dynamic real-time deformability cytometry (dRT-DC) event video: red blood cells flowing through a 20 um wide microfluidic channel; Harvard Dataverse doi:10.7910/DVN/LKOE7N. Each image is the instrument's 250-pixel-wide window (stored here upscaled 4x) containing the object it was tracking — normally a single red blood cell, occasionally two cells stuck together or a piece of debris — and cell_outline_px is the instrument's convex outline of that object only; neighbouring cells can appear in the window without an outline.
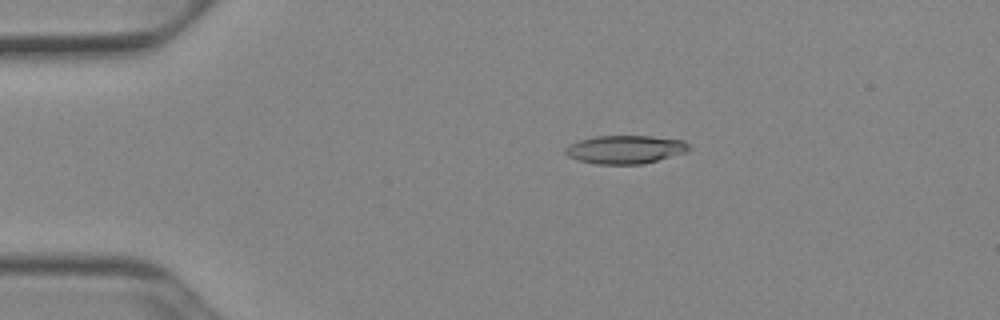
{"species": "Egyptian fruit bat (a non-hibernating species)", "species_latin": "Rousettus aegyptiacus", "temperature_condition": "cold", "stored_images_in_passage": 49, "camera_frame_rate_fps": 3000, "um_per_image_px": 0.085, "animal": {"sex": "female"}, "frame": {"image": 1, "passage_image": 8, "time_ms": 2.333, "image_size_px": [1000, 320], "cell_outline_px": [[692, 148], [688, 152], [640, 164], [596, 164], [580, 160], [568, 156], [564, 152], [564, 148], [568, 144], [580, 140], [596, 136], [652, 136], [684, 140]], "centroid_in_image_um": [53.16, 12.69], "position_along_channel_um": 31.8, "area_um2": 20.4}}
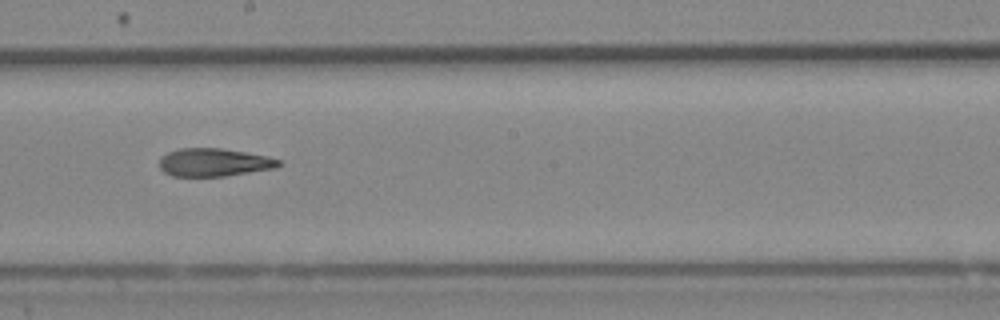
{"frame": {"image": 2, "passage_image": 27, "time_ms": 8.667, "image_size_px": [1000, 320], "cell_outline_px": [[284, 164], [276, 168], [224, 176], [172, 176], [164, 172], [160, 168], [160, 156], [168, 152], [180, 148], [220, 148], [268, 156], [280, 160]], "centroid_in_image_um": [18.2, 13.8], "position_along_channel_um": 230.0, "area_um2": 19.54}}
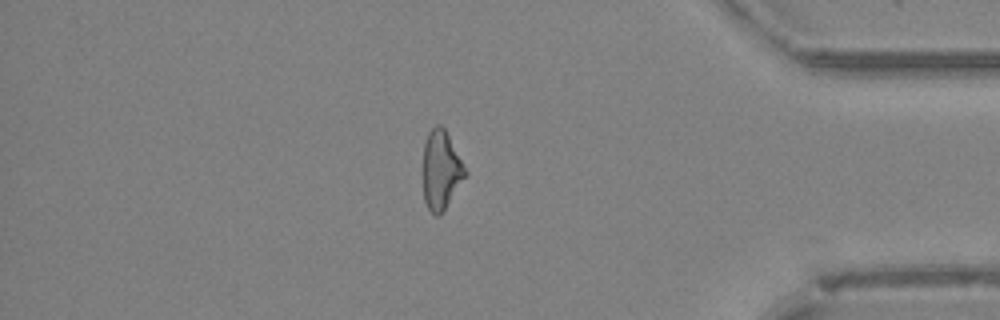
{"frame": {"image": 3, "passage_image": 42, "time_ms": 13.667, "image_size_px": [1000, 320], "cell_outline_px": [[468, 172], [440, 216], [436, 216], [428, 208], [424, 200], [424, 144], [428, 132], [436, 124], [440, 124], [444, 128]], "centroid_in_image_um": [37.49, 14.45], "position_along_channel_um": 397.7, "area_um2": 19.02}, "authors_computed_cell_mechanics": {"area_um2": 20.2878, "velocity_mm_per_s": 3.9485, "shape_relaxation_time_tau1_ms": 10.011, "shape_relaxation_time_tau2_ms": 3.3465, "deformation_change_tau1": 0.2262, "deformation_change_tau2": 0.1344}}